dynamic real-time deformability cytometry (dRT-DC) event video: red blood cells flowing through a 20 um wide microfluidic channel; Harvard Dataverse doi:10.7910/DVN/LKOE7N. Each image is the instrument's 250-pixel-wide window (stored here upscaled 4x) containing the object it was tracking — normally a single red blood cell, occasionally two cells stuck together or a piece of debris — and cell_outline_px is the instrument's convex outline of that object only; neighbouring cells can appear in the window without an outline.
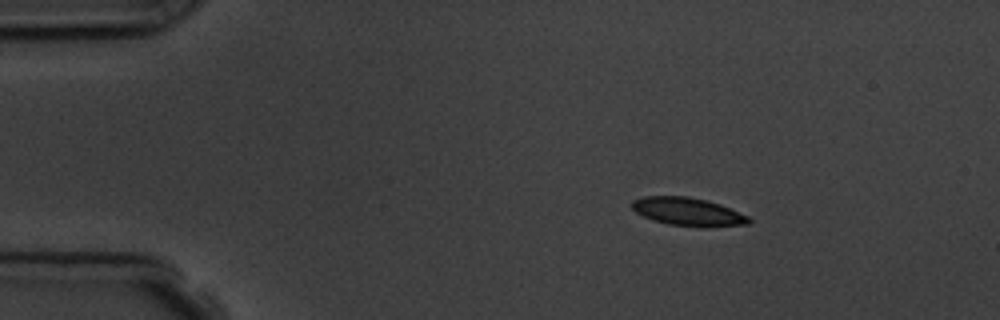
{"species": "common noctule bat (a hibernating species)", "species_latin": "Nyctalus noctula", "temperature_condition": "room temperature", "stored_images_in_passage": 3, "camera_frame_rate_fps": 3000, "um_per_image_px": 0.085, "animal": {"sex": "male", "body_mass_g": 19.5, "forearm_length_mm": 54.6}, "frame": {"image": 1, "passage_image": 1, "time_ms": 0.0, "image_size_px": [1000, 320], "cell_outline_px": [[752, 224], [708, 228], [700, 228], [668, 224], [652, 220], [636, 212], [632, 208], [632, 200], [644, 196], [688, 196], [720, 204], [748, 216], [752, 220]], "centroid_in_image_um": [58.52, 18.02], "position_along_channel_um": 26.5, "area_um2": 19.48}}
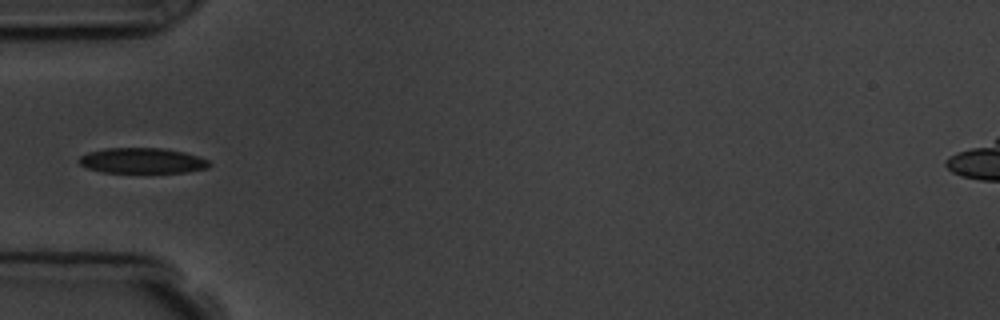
{"frame": {"image": 2, "passage_image": 3, "time_ms": 3.0, "image_size_px": [1000, 320], "cell_outline_px": [[212, 164], [208, 168], [188, 172], [100, 172], [88, 168], [80, 164], [76, 160], [80, 156], [88, 152], [104, 148], [160, 148], [184, 152], [208, 160]], "centroid_in_image_um": [12.06, 13.65], "position_along_channel_um": 72.9, "area_um2": 19.31}}